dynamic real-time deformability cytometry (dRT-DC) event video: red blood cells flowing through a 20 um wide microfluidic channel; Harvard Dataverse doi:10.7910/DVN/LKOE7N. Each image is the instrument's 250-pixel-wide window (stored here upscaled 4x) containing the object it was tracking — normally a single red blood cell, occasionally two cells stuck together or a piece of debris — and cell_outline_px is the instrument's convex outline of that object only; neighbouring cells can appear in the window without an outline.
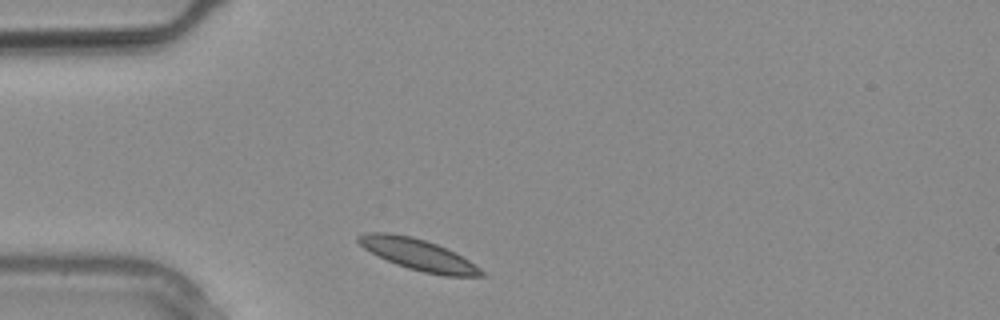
{"species": "common noctule bat (a hibernating species)", "species_latin": "Nyctalus noctula", "temperature_condition": "warm", "stored_images_in_passage": 17, "camera_frame_rate_fps": 3000, "um_per_image_px": 0.085, "animal": {"sex": "male", "body_mass_g": 20.4}, "frame": {"image": 1, "passage_image": 1, "time_ms": 0.0, "image_size_px": [1000, 320], "cell_outline_px": [[488, 276], [444, 276], [424, 272], [408, 268], [396, 264], [364, 248], [356, 240], [356, 236], [364, 232], [388, 232], [412, 236], [436, 244], [468, 260], [480, 268]], "centroid_in_image_um": [35.52, 21.63], "position_along_channel_um": 49.5, "area_um2": 22.08}}